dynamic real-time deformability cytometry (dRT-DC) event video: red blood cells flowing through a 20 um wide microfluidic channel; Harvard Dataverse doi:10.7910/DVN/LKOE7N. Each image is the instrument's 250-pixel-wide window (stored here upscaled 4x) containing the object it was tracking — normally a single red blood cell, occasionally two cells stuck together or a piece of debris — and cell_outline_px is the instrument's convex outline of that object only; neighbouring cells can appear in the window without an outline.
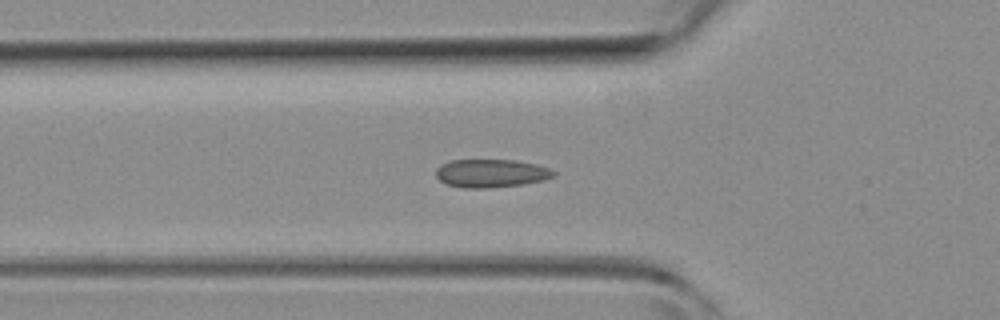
{"species": "common noctule bat (a hibernating species)", "species_latin": "Nyctalus noctula", "temperature_condition": "room temperature", "stored_images_in_passage": 41, "camera_frame_rate_fps": 3000, "um_per_image_px": 0.085, "animal": {"sex": "female", "body_mass_g": 19.3, "forearm_length_mm": 54.1}, "frame": {"image": 1, "passage_image": 7, "time_ms": 2.0, "image_size_px": [1000, 320], "cell_outline_px": [[556, 176], [544, 180], [524, 184], [484, 188], [464, 188], [448, 184], [440, 180], [436, 176], [436, 168], [440, 164], [452, 160], [516, 160], [536, 164], [548, 168], [556, 172]], "centroid_in_image_um": [41.76, 14.72], "position_along_channel_um": 84.0, "area_um2": 19.36}}
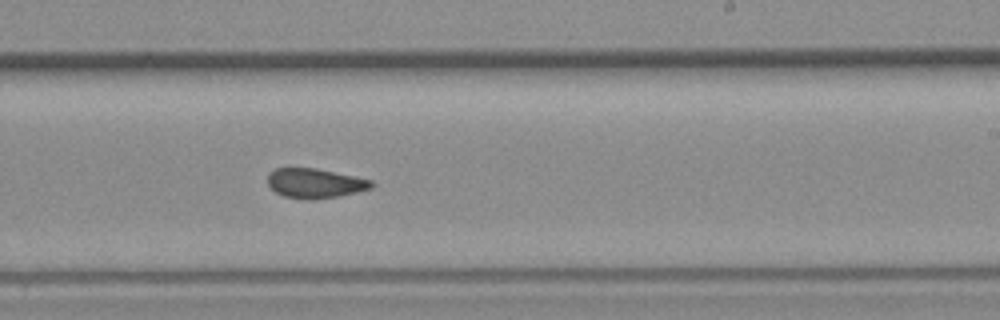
{"frame": {"image": 2, "passage_image": 20, "time_ms": 6.333, "image_size_px": [1000, 320], "cell_outline_px": [[376, 184], [372, 188], [340, 196], [308, 200], [304, 200], [284, 196], [276, 192], [268, 184], [268, 172], [276, 168], [316, 168], [372, 180]], "centroid_in_image_um": [26.78, 15.58], "position_along_channel_um": 262.2, "area_um2": 17.98}}
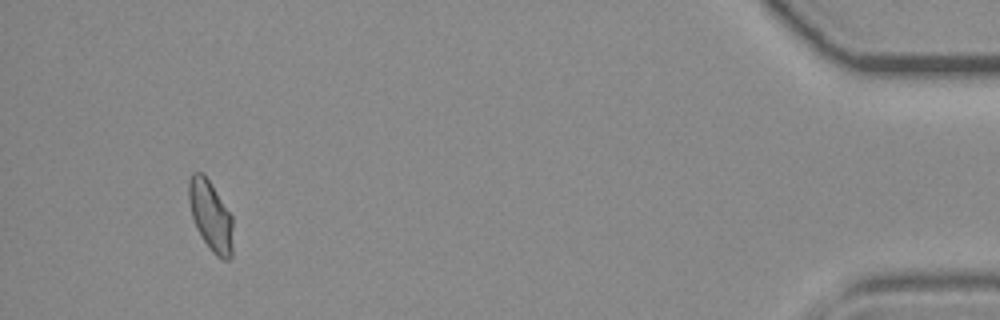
{"frame": {"image": 3, "passage_image": 37, "time_ms": 12.0, "image_size_px": [1000, 320], "cell_outline_px": [[232, 256], [228, 260], [224, 260], [216, 256], [212, 252], [196, 228], [192, 216], [188, 200], [188, 180], [192, 172], [200, 172], [208, 180], [232, 216]], "centroid_in_image_um": [17.89, 18.36], "position_along_channel_um": 417.3, "area_um2": 17.86}, "authors_computed_cell_mechanics": {"area_um2": 18.2648, "velocity_mm_per_s": 4.1085, "shape_relaxation_time_tau1_ms": null, "shape_relaxation_time_tau2_ms": 1.2632, "deformation_change_tau1": null, "deformation_change_tau2": 0.0523}}